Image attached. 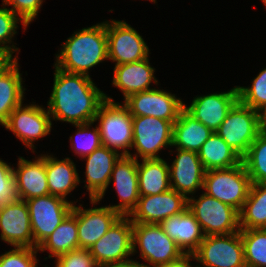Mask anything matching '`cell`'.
I'll return each mask as SVG.
<instances>
[{"instance_id": "1", "label": "cell", "mask_w": 266, "mask_h": 267, "mask_svg": "<svg viewBox=\"0 0 266 267\" xmlns=\"http://www.w3.org/2000/svg\"><path fill=\"white\" fill-rule=\"evenodd\" d=\"M54 68L53 89L47 102L51 120L72 125L94 121L105 93L97 88L90 76Z\"/></svg>"}, {"instance_id": "2", "label": "cell", "mask_w": 266, "mask_h": 267, "mask_svg": "<svg viewBox=\"0 0 266 267\" xmlns=\"http://www.w3.org/2000/svg\"><path fill=\"white\" fill-rule=\"evenodd\" d=\"M61 46L53 66L67 73L90 76L92 67L108 60L106 21L75 31Z\"/></svg>"}, {"instance_id": "3", "label": "cell", "mask_w": 266, "mask_h": 267, "mask_svg": "<svg viewBox=\"0 0 266 267\" xmlns=\"http://www.w3.org/2000/svg\"><path fill=\"white\" fill-rule=\"evenodd\" d=\"M97 121L102 145L118 153L120 150L121 155H130L128 148L132 149L133 123L128 107L105 94L94 119Z\"/></svg>"}, {"instance_id": "4", "label": "cell", "mask_w": 266, "mask_h": 267, "mask_svg": "<svg viewBox=\"0 0 266 267\" xmlns=\"http://www.w3.org/2000/svg\"><path fill=\"white\" fill-rule=\"evenodd\" d=\"M251 185V178L241 162L230 168L207 170L204 176L203 190L207 195L240 212L249 195Z\"/></svg>"}, {"instance_id": "5", "label": "cell", "mask_w": 266, "mask_h": 267, "mask_svg": "<svg viewBox=\"0 0 266 267\" xmlns=\"http://www.w3.org/2000/svg\"><path fill=\"white\" fill-rule=\"evenodd\" d=\"M198 199L187 198V208L195 216L205 236L240 231L239 212L203 192Z\"/></svg>"}, {"instance_id": "6", "label": "cell", "mask_w": 266, "mask_h": 267, "mask_svg": "<svg viewBox=\"0 0 266 267\" xmlns=\"http://www.w3.org/2000/svg\"><path fill=\"white\" fill-rule=\"evenodd\" d=\"M133 254L140 250V257L147 267H160L178 259L183 252L159 224L133 223Z\"/></svg>"}, {"instance_id": "7", "label": "cell", "mask_w": 266, "mask_h": 267, "mask_svg": "<svg viewBox=\"0 0 266 267\" xmlns=\"http://www.w3.org/2000/svg\"><path fill=\"white\" fill-rule=\"evenodd\" d=\"M261 132L258 111L238 101L215 131L225 143L243 158Z\"/></svg>"}, {"instance_id": "8", "label": "cell", "mask_w": 266, "mask_h": 267, "mask_svg": "<svg viewBox=\"0 0 266 267\" xmlns=\"http://www.w3.org/2000/svg\"><path fill=\"white\" fill-rule=\"evenodd\" d=\"M133 143L136 153L129 156L138 160L159 159L160 150L172 147L173 122L153 116H132Z\"/></svg>"}, {"instance_id": "9", "label": "cell", "mask_w": 266, "mask_h": 267, "mask_svg": "<svg viewBox=\"0 0 266 267\" xmlns=\"http://www.w3.org/2000/svg\"><path fill=\"white\" fill-rule=\"evenodd\" d=\"M30 214L34 248H38L72 211V201L55 195H45L26 200Z\"/></svg>"}, {"instance_id": "10", "label": "cell", "mask_w": 266, "mask_h": 267, "mask_svg": "<svg viewBox=\"0 0 266 267\" xmlns=\"http://www.w3.org/2000/svg\"><path fill=\"white\" fill-rule=\"evenodd\" d=\"M133 223L129 216H120L109 230L90 248L99 267L116 265L133 256Z\"/></svg>"}, {"instance_id": "11", "label": "cell", "mask_w": 266, "mask_h": 267, "mask_svg": "<svg viewBox=\"0 0 266 267\" xmlns=\"http://www.w3.org/2000/svg\"><path fill=\"white\" fill-rule=\"evenodd\" d=\"M197 267H246L240 231L227 235L204 236L194 253Z\"/></svg>"}, {"instance_id": "12", "label": "cell", "mask_w": 266, "mask_h": 267, "mask_svg": "<svg viewBox=\"0 0 266 267\" xmlns=\"http://www.w3.org/2000/svg\"><path fill=\"white\" fill-rule=\"evenodd\" d=\"M108 59L115 65L141 61L149 56V47L142 36L126 21H107Z\"/></svg>"}, {"instance_id": "13", "label": "cell", "mask_w": 266, "mask_h": 267, "mask_svg": "<svg viewBox=\"0 0 266 267\" xmlns=\"http://www.w3.org/2000/svg\"><path fill=\"white\" fill-rule=\"evenodd\" d=\"M17 106L3 125L25 145L35 151L34 142L50 134L52 122L48 110L38 104Z\"/></svg>"}, {"instance_id": "14", "label": "cell", "mask_w": 266, "mask_h": 267, "mask_svg": "<svg viewBox=\"0 0 266 267\" xmlns=\"http://www.w3.org/2000/svg\"><path fill=\"white\" fill-rule=\"evenodd\" d=\"M175 94L153 88L130 95L124 100L132 116H153L175 123L184 102Z\"/></svg>"}, {"instance_id": "15", "label": "cell", "mask_w": 266, "mask_h": 267, "mask_svg": "<svg viewBox=\"0 0 266 267\" xmlns=\"http://www.w3.org/2000/svg\"><path fill=\"white\" fill-rule=\"evenodd\" d=\"M187 208V198L173 189L157 195L140 196L129 215L132 223L160 224L166 218Z\"/></svg>"}, {"instance_id": "16", "label": "cell", "mask_w": 266, "mask_h": 267, "mask_svg": "<svg viewBox=\"0 0 266 267\" xmlns=\"http://www.w3.org/2000/svg\"><path fill=\"white\" fill-rule=\"evenodd\" d=\"M94 208H82L73 205V211L77 215L79 249H89L98 241L121 216L109 206L96 207L99 199H90Z\"/></svg>"}, {"instance_id": "17", "label": "cell", "mask_w": 266, "mask_h": 267, "mask_svg": "<svg viewBox=\"0 0 266 267\" xmlns=\"http://www.w3.org/2000/svg\"><path fill=\"white\" fill-rule=\"evenodd\" d=\"M238 101V87L236 86L227 92L197 95L189 106L184 103V109L215 132Z\"/></svg>"}, {"instance_id": "18", "label": "cell", "mask_w": 266, "mask_h": 267, "mask_svg": "<svg viewBox=\"0 0 266 267\" xmlns=\"http://www.w3.org/2000/svg\"><path fill=\"white\" fill-rule=\"evenodd\" d=\"M138 160L129 155H121L115 162L110 177L114 181L116 193L120 199L118 205H109L121 216H129L136 208L140 198L138 189Z\"/></svg>"}, {"instance_id": "19", "label": "cell", "mask_w": 266, "mask_h": 267, "mask_svg": "<svg viewBox=\"0 0 266 267\" xmlns=\"http://www.w3.org/2000/svg\"><path fill=\"white\" fill-rule=\"evenodd\" d=\"M176 151V157L171 166L169 165L170 186L189 198L196 190L203 189L206 170L197 152L179 148H176Z\"/></svg>"}, {"instance_id": "20", "label": "cell", "mask_w": 266, "mask_h": 267, "mask_svg": "<svg viewBox=\"0 0 266 267\" xmlns=\"http://www.w3.org/2000/svg\"><path fill=\"white\" fill-rule=\"evenodd\" d=\"M1 240L13 247L34 248L30 214L25 200L0 208Z\"/></svg>"}, {"instance_id": "21", "label": "cell", "mask_w": 266, "mask_h": 267, "mask_svg": "<svg viewBox=\"0 0 266 267\" xmlns=\"http://www.w3.org/2000/svg\"><path fill=\"white\" fill-rule=\"evenodd\" d=\"M121 154L106 146H100L91 154L84 157L86 159L85 188H87L90 199L104 198L107 188L110 185V177L115 162Z\"/></svg>"}, {"instance_id": "22", "label": "cell", "mask_w": 266, "mask_h": 267, "mask_svg": "<svg viewBox=\"0 0 266 267\" xmlns=\"http://www.w3.org/2000/svg\"><path fill=\"white\" fill-rule=\"evenodd\" d=\"M17 168L13 167L17 192L20 200H28L49 194L45 169V154L33 159L18 158Z\"/></svg>"}, {"instance_id": "23", "label": "cell", "mask_w": 266, "mask_h": 267, "mask_svg": "<svg viewBox=\"0 0 266 267\" xmlns=\"http://www.w3.org/2000/svg\"><path fill=\"white\" fill-rule=\"evenodd\" d=\"M159 225L175 241L183 254H194L205 236L200 224L188 208L166 218Z\"/></svg>"}, {"instance_id": "24", "label": "cell", "mask_w": 266, "mask_h": 267, "mask_svg": "<svg viewBox=\"0 0 266 267\" xmlns=\"http://www.w3.org/2000/svg\"><path fill=\"white\" fill-rule=\"evenodd\" d=\"M112 85L122 91L124 99L138 92L153 89L152 81L158 85L154 76L155 68L150 65L149 57L141 61L114 66Z\"/></svg>"}, {"instance_id": "25", "label": "cell", "mask_w": 266, "mask_h": 267, "mask_svg": "<svg viewBox=\"0 0 266 267\" xmlns=\"http://www.w3.org/2000/svg\"><path fill=\"white\" fill-rule=\"evenodd\" d=\"M45 169L51 195L67 200L66 196L80 184L79 174L70 157L59 160L45 154Z\"/></svg>"}, {"instance_id": "26", "label": "cell", "mask_w": 266, "mask_h": 267, "mask_svg": "<svg viewBox=\"0 0 266 267\" xmlns=\"http://www.w3.org/2000/svg\"><path fill=\"white\" fill-rule=\"evenodd\" d=\"M213 133L210 128L196 120L183 108L173 124L172 146L198 152Z\"/></svg>"}, {"instance_id": "27", "label": "cell", "mask_w": 266, "mask_h": 267, "mask_svg": "<svg viewBox=\"0 0 266 267\" xmlns=\"http://www.w3.org/2000/svg\"><path fill=\"white\" fill-rule=\"evenodd\" d=\"M138 189L140 196L157 195L171 189L169 164L163 158L138 160Z\"/></svg>"}, {"instance_id": "28", "label": "cell", "mask_w": 266, "mask_h": 267, "mask_svg": "<svg viewBox=\"0 0 266 267\" xmlns=\"http://www.w3.org/2000/svg\"><path fill=\"white\" fill-rule=\"evenodd\" d=\"M79 249L77 215L72 210L55 231L38 247V251L48 250V258Z\"/></svg>"}, {"instance_id": "29", "label": "cell", "mask_w": 266, "mask_h": 267, "mask_svg": "<svg viewBox=\"0 0 266 267\" xmlns=\"http://www.w3.org/2000/svg\"><path fill=\"white\" fill-rule=\"evenodd\" d=\"M18 61L0 76V125H4L14 109L23 103L25 88Z\"/></svg>"}, {"instance_id": "30", "label": "cell", "mask_w": 266, "mask_h": 267, "mask_svg": "<svg viewBox=\"0 0 266 267\" xmlns=\"http://www.w3.org/2000/svg\"><path fill=\"white\" fill-rule=\"evenodd\" d=\"M204 169H221L237 166L242 158L215 132L197 152Z\"/></svg>"}, {"instance_id": "31", "label": "cell", "mask_w": 266, "mask_h": 267, "mask_svg": "<svg viewBox=\"0 0 266 267\" xmlns=\"http://www.w3.org/2000/svg\"><path fill=\"white\" fill-rule=\"evenodd\" d=\"M240 230L266 228V183H253L239 212Z\"/></svg>"}, {"instance_id": "32", "label": "cell", "mask_w": 266, "mask_h": 267, "mask_svg": "<svg viewBox=\"0 0 266 267\" xmlns=\"http://www.w3.org/2000/svg\"><path fill=\"white\" fill-rule=\"evenodd\" d=\"M253 183H266V131H261L242 158Z\"/></svg>"}, {"instance_id": "33", "label": "cell", "mask_w": 266, "mask_h": 267, "mask_svg": "<svg viewBox=\"0 0 266 267\" xmlns=\"http://www.w3.org/2000/svg\"><path fill=\"white\" fill-rule=\"evenodd\" d=\"M246 267H266V228L240 230Z\"/></svg>"}, {"instance_id": "34", "label": "cell", "mask_w": 266, "mask_h": 267, "mask_svg": "<svg viewBox=\"0 0 266 267\" xmlns=\"http://www.w3.org/2000/svg\"><path fill=\"white\" fill-rule=\"evenodd\" d=\"M94 123L95 122L92 121L74 125L77 128V132H75V136L69 137L71 148L75 154L79 155L81 158L88 156L94 150L102 146L98 126L90 128Z\"/></svg>"}, {"instance_id": "35", "label": "cell", "mask_w": 266, "mask_h": 267, "mask_svg": "<svg viewBox=\"0 0 266 267\" xmlns=\"http://www.w3.org/2000/svg\"><path fill=\"white\" fill-rule=\"evenodd\" d=\"M238 87L239 101L256 111L266 104V68L253 79L251 86Z\"/></svg>"}, {"instance_id": "36", "label": "cell", "mask_w": 266, "mask_h": 267, "mask_svg": "<svg viewBox=\"0 0 266 267\" xmlns=\"http://www.w3.org/2000/svg\"><path fill=\"white\" fill-rule=\"evenodd\" d=\"M0 8V48L9 50L13 53L19 52V48L16 47L12 42V38L17 33L19 22H22L23 30H26L27 25L5 4L2 3ZM12 44V45H10Z\"/></svg>"}, {"instance_id": "37", "label": "cell", "mask_w": 266, "mask_h": 267, "mask_svg": "<svg viewBox=\"0 0 266 267\" xmlns=\"http://www.w3.org/2000/svg\"><path fill=\"white\" fill-rule=\"evenodd\" d=\"M38 248L15 247L0 255V267H38Z\"/></svg>"}, {"instance_id": "38", "label": "cell", "mask_w": 266, "mask_h": 267, "mask_svg": "<svg viewBox=\"0 0 266 267\" xmlns=\"http://www.w3.org/2000/svg\"><path fill=\"white\" fill-rule=\"evenodd\" d=\"M19 200L13 167L0 159V208Z\"/></svg>"}, {"instance_id": "39", "label": "cell", "mask_w": 266, "mask_h": 267, "mask_svg": "<svg viewBox=\"0 0 266 267\" xmlns=\"http://www.w3.org/2000/svg\"><path fill=\"white\" fill-rule=\"evenodd\" d=\"M2 3L6 6L11 5L12 7L9 9L29 26L37 17L43 0H2Z\"/></svg>"}, {"instance_id": "40", "label": "cell", "mask_w": 266, "mask_h": 267, "mask_svg": "<svg viewBox=\"0 0 266 267\" xmlns=\"http://www.w3.org/2000/svg\"><path fill=\"white\" fill-rule=\"evenodd\" d=\"M55 267H99L89 249H77L56 258Z\"/></svg>"}, {"instance_id": "41", "label": "cell", "mask_w": 266, "mask_h": 267, "mask_svg": "<svg viewBox=\"0 0 266 267\" xmlns=\"http://www.w3.org/2000/svg\"><path fill=\"white\" fill-rule=\"evenodd\" d=\"M13 52L0 48V76L7 72L17 61L18 58Z\"/></svg>"}, {"instance_id": "42", "label": "cell", "mask_w": 266, "mask_h": 267, "mask_svg": "<svg viewBox=\"0 0 266 267\" xmlns=\"http://www.w3.org/2000/svg\"><path fill=\"white\" fill-rule=\"evenodd\" d=\"M192 259L196 260L194 254H183L178 259L160 267H193L190 262ZM195 267H197V265Z\"/></svg>"}, {"instance_id": "43", "label": "cell", "mask_w": 266, "mask_h": 267, "mask_svg": "<svg viewBox=\"0 0 266 267\" xmlns=\"http://www.w3.org/2000/svg\"><path fill=\"white\" fill-rule=\"evenodd\" d=\"M258 118L261 131H266V104L258 110Z\"/></svg>"}, {"instance_id": "44", "label": "cell", "mask_w": 266, "mask_h": 267, "mask_svg": "<svg viewBox=\"0 0 266 267\" xmlns=\"http://www.w3.org/2000/svg\"><path fill=\"white\" fill-rule=\"evenodd\" d=\"M104 267H147L145 264L139 263L134 260H129L123 263H119L116 265L104 266Z\"/></svg>"}, {"instance_id": "45", "label": "cell", "mask_w": 266, "mask_h": 267, "mask_svg": "<svg viewBox=\"0 0 266 267\" xmlns=\"http://www.w3.org/2000/svg\"><path fill=\"white\" fill-rule=\"evenodd\" d=\"M263 3H264V5H265V7H266V0H261Z\"/></svg>"}]
</instances>
